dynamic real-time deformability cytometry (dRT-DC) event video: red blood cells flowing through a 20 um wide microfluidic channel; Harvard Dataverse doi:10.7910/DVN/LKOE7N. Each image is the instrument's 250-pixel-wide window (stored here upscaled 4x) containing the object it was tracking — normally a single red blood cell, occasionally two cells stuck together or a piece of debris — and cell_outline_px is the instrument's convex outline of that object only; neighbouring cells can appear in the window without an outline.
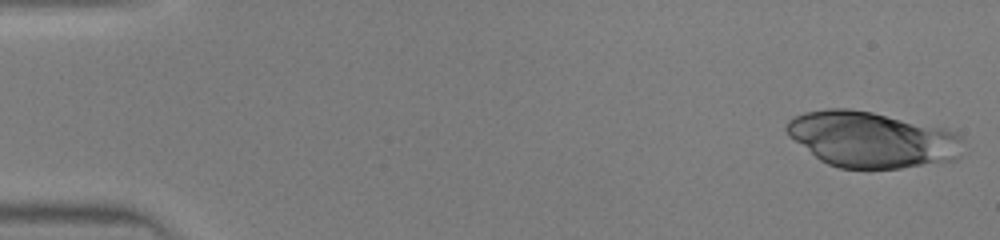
{"species": "human", "species_latin": "Homo sapiens", "temperature_condition": "warm", "stored_images_in_passage": 43, "camera_frame_rate_fps": 3000, "um_per_image_px": 0.085, "donor": {"sex": "male"}, "frame": {"image": 1, "passage_image": 1, "time_ms": 0.0, "image_size_px": [1000, 240], "cell_outline_px": [[960, 156], [956, 160], [900, 168], [840, 168], [828, 164], [820, 160], [788, 136], [784, 128], [788, 120], [804, 112], [828, 108], [848, 108], [872, 112], [944, 128], [956, 132], [960, 136]], "centroid_in_image_um": [74.06, 11.85], "position_along_channel_um": 10.9, "area_um2": 57.22}}
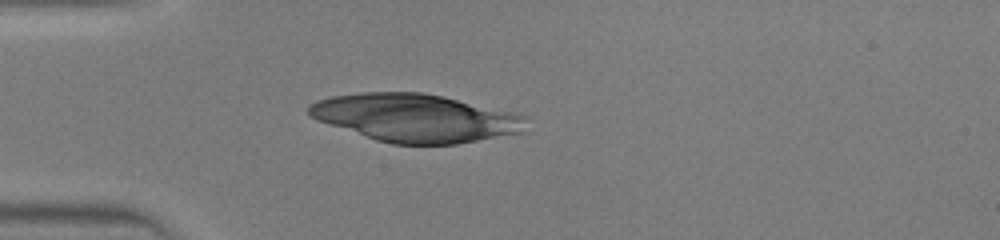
{"frame": {"image": 2, "passage_image": 12, "time_ms": 3.667, "image_size_px": [1000, 240], "cell_outline_px": [[528, 116], [524, 132], [456, 144], [392, 144], [376, 140], [316, 120], [308, 116], [308, 108], [316, 100], [332, 96], [360, 92], [424, 92], [444, 96], [512, 112]], "centroid_in_image_um": [35.32, 10.02], "position_along_channel_um": 49.7, "area_um2": 60.81}}